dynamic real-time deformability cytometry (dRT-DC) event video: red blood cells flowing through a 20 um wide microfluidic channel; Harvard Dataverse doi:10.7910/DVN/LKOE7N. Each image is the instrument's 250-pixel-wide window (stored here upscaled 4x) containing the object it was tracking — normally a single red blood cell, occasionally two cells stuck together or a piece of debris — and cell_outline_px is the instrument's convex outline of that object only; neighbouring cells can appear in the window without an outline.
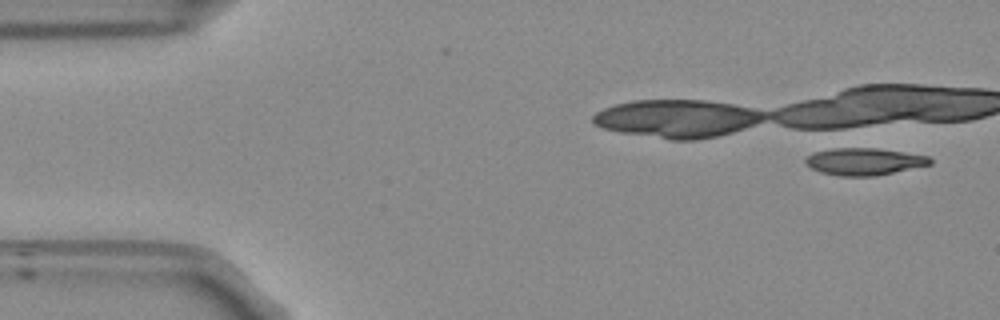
{"species": "Egyptian fruit bat (a non-hibernating species)", "species_latin": "Rousettus aegyptiacus", "temperature_condition": "room temperature", "stored_images_in_passage": 1, "camera_frame_rate_fps": 3000, "um_per_image_px": 0.085, "frame": {"image": 1, "passage_image": 1, "time_ms": 0.0, "image_size_px": [1000, 320], "cell_outline_px": [[932, 164], [876, 176], [840, 176], [820, 172], [804, 164], [804, 160], [812, 152], [840, 144], [844, 144], [876, 148], [928, 156], [932, 160]], "centroid_in_image_um": [73.35, 13.68], "position_along_channel_um": 11.7, "area_um2": 20.58}}